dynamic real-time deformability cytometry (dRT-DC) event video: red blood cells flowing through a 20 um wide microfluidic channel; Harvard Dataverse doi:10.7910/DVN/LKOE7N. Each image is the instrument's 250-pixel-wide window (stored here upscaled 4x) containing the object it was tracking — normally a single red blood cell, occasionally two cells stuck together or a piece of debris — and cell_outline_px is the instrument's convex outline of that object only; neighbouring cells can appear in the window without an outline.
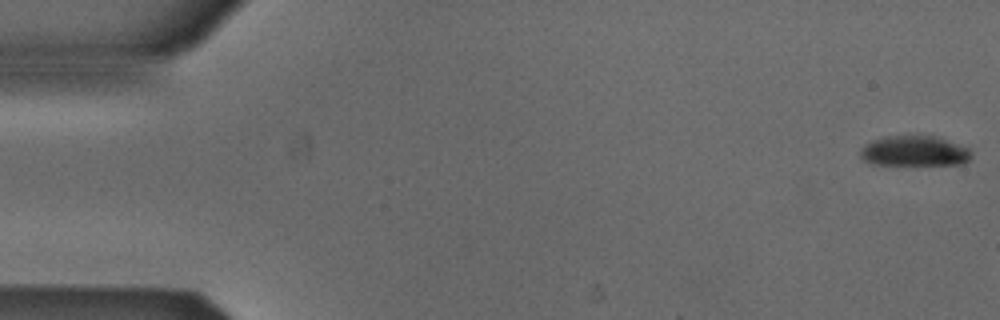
{"species": "Egyptian fruit bat (a non-hibernating species)", "species_latin": "Rousettus aegyptiacus", "temperature_condition": "cold", "stored_images_in_passage": 4, "camera_frame_rate_fps": 3000, "um_per_image_px": 0.085, "animal": {"sex": "male"}, "frame": {"image": 1, "passage_image": 1, "time_ms": 0.0, "image_size_px": [1000, 320], "cell_outline_px": [[972, 156], [964, 164], [876, 164], [864, 160], [860, 156], [860, 152], [864, 144], [872, 140], [884, 136], [936, 136], [968, 148], [972, 152]], "centroid_in_image_um": [77.72, 12.83], "position_along_channel_um": 7.3, "area_um2": 19.42}}